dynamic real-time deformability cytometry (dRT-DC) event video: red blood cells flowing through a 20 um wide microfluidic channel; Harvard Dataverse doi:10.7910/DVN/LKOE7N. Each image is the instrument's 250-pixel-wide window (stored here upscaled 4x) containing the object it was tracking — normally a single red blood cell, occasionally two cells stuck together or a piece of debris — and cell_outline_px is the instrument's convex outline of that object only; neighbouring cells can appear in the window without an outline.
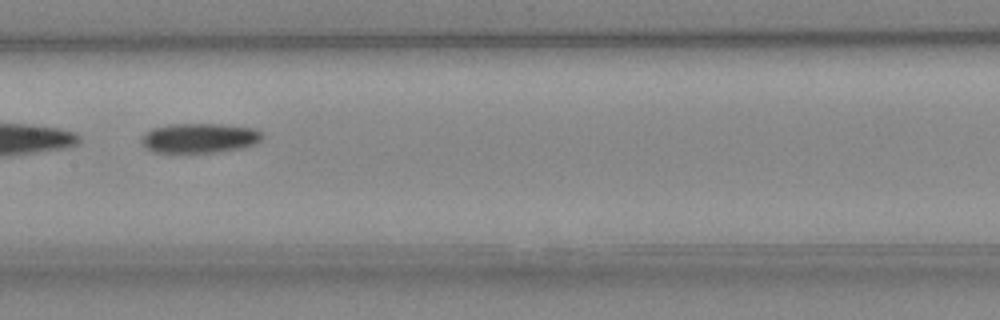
{"species": "Egyptian fruit bat (a non-hibernating species)", "species_latin": "Rousettus aegyptiacus", "temperature_condition": "cold", "stored_images_in_passage": 46, "segment_of_instrument_passage": [2, 2], "camera_frame_rate_fps": 3000, "um_per_image_px": 0.085, "animal": {"sex": "female"}, "frame": {"image": 1, "passage_image": 23, "time_ms": 7.333, "image_size_px": [1000, 320], "cell_outline_px": [[264, 136], [256, 144], [244, 148], [220, 152], [156, 152], [148, 148], [140, 140], [144, 132], [152, 128], [168, 124], [224, 124], [256, 128], [264, 132]], "centroid_in_image_um": [17.03, 11.72], "position_along_channel_um": 190.4, "area_um2": 21.21}}
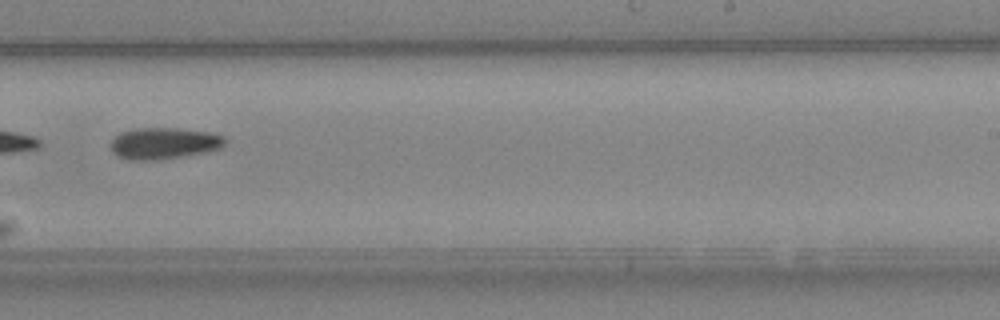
{"frame": {"image": 2, "passage_image": 29, "time_ms": 9.333, "image_size_px": [1000, 320], "cell_outline_px": [[224, 144], [220, 148], [204, 152], [184, 156], [152, 160], [128, 160], [112, 152], [112, 140], [120, 132], [136, 128], [176, 128], [208, 132], [224, 136]], "centroid_in_image_um": [13.91, 12.17], "position_along_channel_um": 275.1, "area_um2": 20.69}}